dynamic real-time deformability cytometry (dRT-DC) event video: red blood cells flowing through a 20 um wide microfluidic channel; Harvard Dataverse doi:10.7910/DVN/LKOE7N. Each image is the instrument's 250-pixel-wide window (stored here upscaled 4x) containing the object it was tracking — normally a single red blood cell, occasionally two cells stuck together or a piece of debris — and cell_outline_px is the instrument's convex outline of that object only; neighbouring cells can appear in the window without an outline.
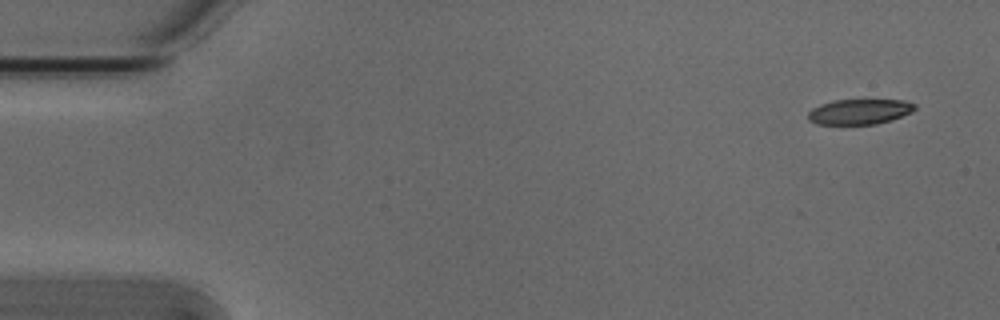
{"species": "Egyptian fruit bat (a non-hibernating species)", "species_latin": "Rousettus aegyptiacus", "temperature_condition": "cold", "stored_images_in_passage": 4, "camera_frame_rate_fps": 3000, "um_per_image_px": 0.085, "animal": {"sex": "male"}, "frame": {"image": 1, "passage_image": 1, "time_ms": 0.0, "image_size_px": [1000, 320], "cell_outline_px": [[916, 108], [912, 112], [892, 120], [876, 124], [816, 124], [808, 120], [808, 112], [812, 108], [820, 104], [832, 100], [904, 100], [916, 104]], "centroid_in_image_um": [73.06, 9.49], "position_along_channel_um": 11.9, "area_um2": 15.84}}